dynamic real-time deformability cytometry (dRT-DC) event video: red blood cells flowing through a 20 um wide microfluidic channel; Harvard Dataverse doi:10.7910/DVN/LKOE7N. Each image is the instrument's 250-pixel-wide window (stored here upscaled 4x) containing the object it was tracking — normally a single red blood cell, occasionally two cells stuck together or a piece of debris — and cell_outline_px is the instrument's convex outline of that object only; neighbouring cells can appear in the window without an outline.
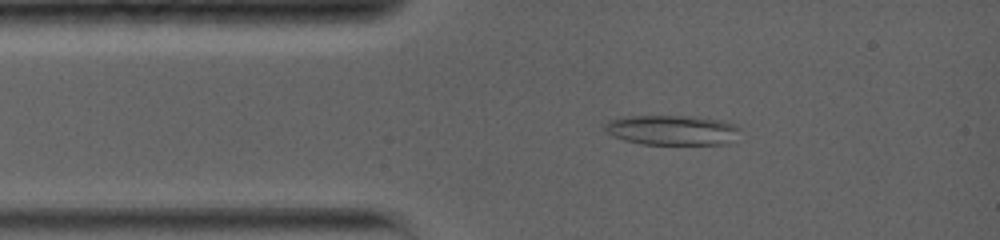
{"species": "common noctule bat (a hibernating species)", "species_latin": "Nyctalus noctula", "temperature_condition": "warm", "stored_images_in_passage": 37, "camera_frame_rate_fps": 5000, "um_per_image_px": 0.085, "animal": {"sex": "female", "body_mass_g": 19.0, "forearm_length_mm": 56.7}, "frame": {"image": 1, "passage_image": 5, "time_ms": 1.6, "image_size_px": [1000, 240], "cell_outline_px": [[740, 128], [728, 144], [640, 144], [624, 140], [612, 136], [604, 128], [604, 124], [608, 120], [620, 116], [696, 116], [720, 120], [736, 124]], "centroid_in_image_um": [57.08, 11.05], "position_along_channel_um": 27.9, "area_um2": 23.7}}
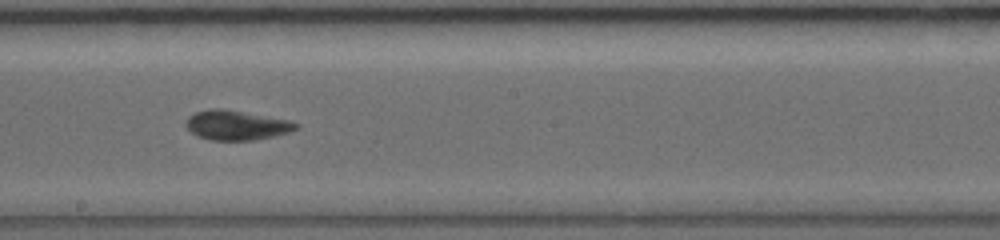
{"frame": {"image": 2, "passage_image": 20, "time_ms": 7.4, "image_size_px": [1000, 240], "cell_outline_px": [[300, 128], [288, 132], [256, 140], [208, 140], [192, 132], [184, 124], [184, 120], [188, 116], [196, 112], [208, 108], [220, 108], [292, 120], [300, 124]], "centroid_in_image_um": [20.11, 10.63], "position_along_channel_um": 228.1, "area_um2": 19.13}}
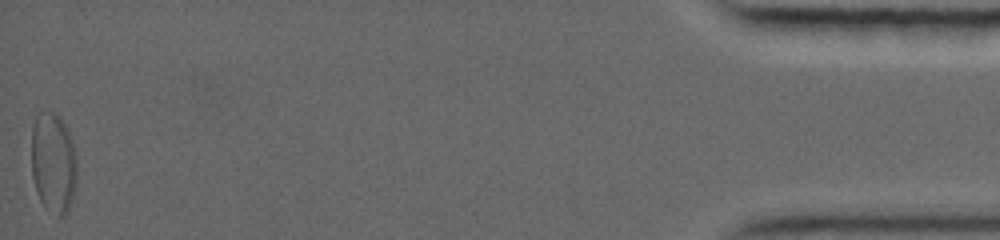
{"frame": {"image": 3, "passage_image": 37, "time_ms": 16.4, "image_size_px": [1000, 240], "cell_outline_px": [[76, 188], [68, 208], [64, 216], [60, 216], [44, 208], [40, 200], [32, 176], [32, 128], [36, 116], [40, 112], [56, 112], [60, 116], [68, 128], [76, 152]], "centroid_in_image_um": [4.55, 13.81], "position_along_channel_um": 430.7, "area_um2": 26.88}, "authors_computed_cell_mechanics": {"area_um2": 19.5942, "velocity_mm_per_s": 3.767, "shape_relaxation_time_tau1_ms": 2.7336, "shape_relaxation_time_tau2_ms": 3.6752, "deformation_change_tau1": 0.1177, "deformation_change_tau2": 0.0987}}